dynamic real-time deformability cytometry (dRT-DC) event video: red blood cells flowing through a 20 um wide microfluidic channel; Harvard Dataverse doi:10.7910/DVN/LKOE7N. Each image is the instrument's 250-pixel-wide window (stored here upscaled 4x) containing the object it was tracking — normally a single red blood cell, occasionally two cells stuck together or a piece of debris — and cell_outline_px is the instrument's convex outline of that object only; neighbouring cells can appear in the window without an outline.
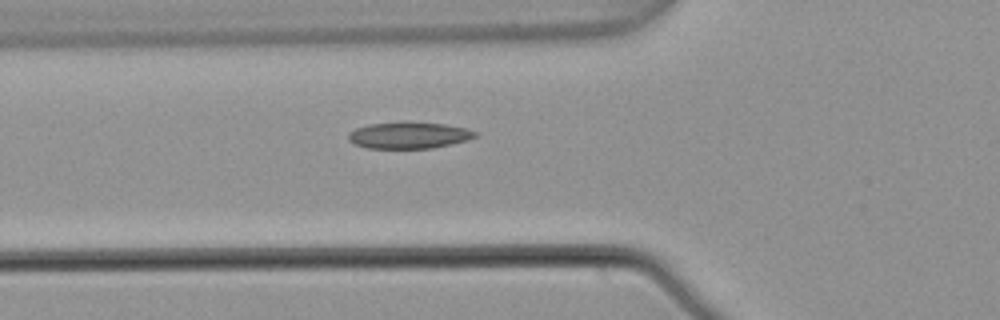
{"species": "common noctule bat (a hibernating species)", "species_latin": "Nyctalus noctula", "temperature_condition": "warm", "stored_images_in_passage": 5, "camera_frame_rate_fps": 3000, "um_per_image_px": 0.085, "animal": {"sex": "male", "body_mass_g": 21.5, "forearm_length_mm": 52.0}, "frame": {"image": 1, "passage_image": 5, "time_ms": 1.333, "image_size_px": [1000, 320], "cell_outline_px": [[476, 136], [468, 140], [432, 148], [368, 148], [356, 144], [348, 140], [348, 132], [356, 128], [368, 124], [404, 120], [444, 124], [468, 128], [476, 132]], "centroid_in_image_um": [34.74, 11.47], "position_along_channel_um": 91.1, "area_um2": 19.94}}